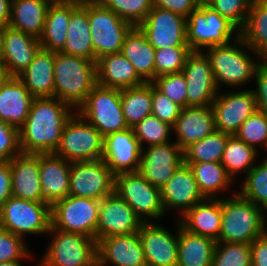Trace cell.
I'll use <instances>...</instances> for the list:
<instances>
[{"mask_svg": "<svg viewBox=\"0 0 267 266\" xmlns=\"http://www.w3.org/2000/svg\"><path fill=\"white\" fill-rule=\"evenodd\" d=\"M51 243L39 266H93L97 262V241L79 233L50 227Z\"/></svg>", "mask_w": 267, "mask_h": 266, "instance_id": "ba28073f", "label": "cell"}, {"mask_svg": "<svg viewBox=\"0 0 267 266\" xmlns=\"http://www.w3.org/2000/svg\"><path fill=\"white\" fill-rule=\"evenodd\" d=\"M182 74L186 79L187 106H211L220 92L208 56L203 51H192L186 59Z\"/></svg>", "mask_w": 267, "mask_h": 266, "instance_id": "5bb4252c", "label": "cell"}, {"mask_svg": "<svg viewBox=\"0 0 267 266\" xmlns=\"http://www.w3.org/2000/svg\"><path fill=\"white\" fill-rule=\"evenodd\" d=\"M11 0H0V24L8 26L10 21Z\"/></svg>", "mask_w": 267, "mask_h": 266, "instance_id": "6f0895ef", "label": "cell"}, {"mask_svg": "<svg viewBox=\"0 0 267 266\" xmlns=\"http://www.w3.org/2000/svg\"><path fill=\"white\" fill-rule=\"evenodd\" d=\"M199 5L207 4L210 0H195Z\"/></svg>", "mask_w": 267, "mask_h": 266, "instance_id": "e7e4bbea", "label": "cell"}, {"mask_svg": "<svg viewBox=\"0 0 267 266\" xmlns=\"http://www.w3.org/2000/svg\"><path fill=\"white\" fill-rule=\"evenodd\" d=\"M5 25L0 24V59H1V53H2V44H3V34L5 31Z\"/></svg>", "mask_w": 267, "mask_h": 266, "instance_id": "6125c7cd", "label": "cell"}, {"mask_svg": "<svg viewBox=\"0 0 267 266\" xmlns=\"http://www.w3.org/2000/svg\"><path fill=\"white\" fill-rule=\"evenodd\" d=\"M172 128L177 138L174 142L184 150L215 131L213 109L211 106H186Z\"/></svg>", "mask_w": 267, "mask_h": 266, "instance_id": "484cf974", "label": "cell"}, {"mask_svg": "<svg viewBox=\"0 0 267 266\" xmlns=\"http://www.w3.org/2000/svg\"><path fill=\"white\" fill-rule=\"evenodd\" d=\"M215 130L235 135L242 123L257 111L253 90L217 94L211 104Z\"/></svg>", "mask_w": 267, "mask_h": 266, "instance_id": "2e32d148", "label": "cell"}, {"mask_svg": "<svg viewBox=\"0 0 267 266\" xmlns=\"http://www.w3.org/2000/svg\"><path fill=\"white\" fill-rule=\"evenodd\" d=\"M235 136L256 149L258 144L262 149L267 145V122L264 112L256 111L248 117L240 126Z\"/></svg>", "mask_w": 267, "mask_h": 266, "instance_id": "bcb514c9", "label": "cell"}, {"mask_svg": "<svg viewBox=\"0 0 267 266\" xmlns=\"http://www.w3.org/2000/svg\"><path fill=\"white\" fill-rule=\"evenodd\" d=\"M177 266H212L216 241L186 230L178 221Z\"/></svg>", "mask_w": 267, "mask_h": 266, "instance_id": "836d02e7", "label": "cell"}, {"mask_svg": "<svg viewBox=\"0 0 267 266\" xmlns=\"http://www.w3.org/2000/svg\"><path fill=\"white\" fill-rule=\"evenodd\" d=\"M212 266H252L250 244L216 242Z\"/></svg>", "mask_w": 267, "mask_h": 266, "instance_id": "7bdbcfd3", "label": "cell"}, {"mask_svg": "<svg viewBox=\"0 0 267 266\" xmlns=\"http://www.w3.org/2000/svg\"><path fill=\"white\" fill-rule=\"evenodd\" d=\"M93 266H102L98 261Z\"/></svg>", "mask_w": 267, "mask_h": 266, "instance_id": "03108f58", "label": "cell"}, {"mask_svg": "<svg viewBox=\"0 0 267 266\" xmlns=\"http://www.w3.org/2000/svg\"><path fill=\"white\" fill-rule=\"evenodd\" d=\"M99 200L68 195L51 206V227L96 240Z\"/></svg>", "mask_w": 267, "mask_h": 266, "instance_id": "30bf717a", "label": "cell"}, {"mask_svg": "<svg viewBox=\"0 0 267 266\" xmlns=\"http://www.w3.org/2000/svg\"><path fill=\"white\" fill-rule=\"evenodd\" d=\"M91 36L87 3L72 12L61 52L95 61Z\"/></svg>", "mask_w": 267, "mask_h": 266, "instance_id": "d6a6232c", "label": "cell"}, {"mask_svg": "<svg viewBox=\"0 0 267 266\" xmlns=\"http://www.w3.org/2000/svg\"><path fill=\"white\" fill-rule=\"evenodd\" d=\"M114 192L131 206L142 222H153L165 213L160 188L151 185L139 172L115 175Z\"/></svg>", "mask_w": 267, "mask_h": 266, "instance_id": "7c38bea8", "label": "cell"}, {"mask_svg": "<svg viewBox=\"0 0 267 266\" xmlns=\"http://www.w3.org/2000/svg\"><path fill=\"white\" fill-rule=\"evenodd\" d=\"M257 149L249 146L235 135L228 138L225 150L221 159V164L226 169L232 179L243 171L247 174L254 166Z\"/></svg>", "mask_w": 267, "mask_h": 266, "instance_id": "f35d334b", "label": "cell"}, {"mask_svg": "<svg viewBox=\"0 0 267 266\" xmlns=\"http://www.w3.org/2000/svg\"><path fill=\"white\" fill-rule=\"evenodd\" d=\"M78 6L75 3H51L39 38L41 48L55 52L64 48L70 16Z\"/></svg>", "mask_w": 267, "mask_h": 266, "instance_id": "e575fe53", "label": "cell"}, {"mask_svg": "<svg viewBox=\"0 0 267 266\" xmlns=\"http://www.w3.org/2000/svg\"><path fill=\"white\" fill-rule=\"evenodd\" d=\"M254 78L258 88L253 90L257 103V110L267 111V69L258 65Z\"/></svg>", "mask_w": 267, "mask_h": 266, "instance_id": "db71d44e", "label": "cell"}, {"mask_svg": "<svg viewBox=\"0 0 267 266\" xmlns=\"http://www.w3.org/2000/svg\"><path fill=\"white\" fill-rule=\"evenodd\" d=\"M114 186L115 174L103 159L71 163L69 195L101 201Z\"/></svg>", "mask_w": 267, "mask_h": 266, "instance_id": "4fadbf2b", "label": "cell"}, {"mask_svg": "<svg viewBox=\"0 0 267 266\" xmlns=\"http://www.w3.org/2000/svg\"><path fill=\"white\" fill-rule=\"evenodd\" d=\"M97 261L102 266H147L138 232L100 239L97 242Z\"/></svg>", "mask_w": 267, "mask_h": 266, "instance_id": "44dd1931", "label": "cell"}, {"mask_svg": "<svg viewBox=\"0 0 267 266\" xmlns=\"http://www.w3.org/2000/svg\"><path fill=\"white\" fill-rule=\"evenodd\" d=\"M252 266H267V232L250 243Z\"/></svg>", "mask_w": 267, "mask_h": 266, "instance_id": "9f6ffc18", "label": "cell"}, {"mask_svg": "<svg viewBox=\"0 0 267 266\" xmlns=\"http://www.w3.org/2000/svg\"><path fill=\"white\" fill-rule=\"evenodd\" d=\"M88 15L95 61L104 55L119 53L133 26L98 0L88 3Z\"/></svg>", "mask_w": 267, "mask_h": 266, "instance_id": "8fae6325", "label": "cell"}, {"mask_svg": "<svg viewBox=\"0 0 267 266\" xmlns=\"http://www.w3.org/2000/svg\"><path fill=\"white\" fill-rule=\"evenodd\" d=\"M239 36L240 30L207 4L199 5L186 18V40L191 51L226 45Z\"/></svg>", "mask_w": 267, "mask_h": 266, "instance_id": "5b68a950", "label": "cell"}, {"mask_svg": "<svg viewBox=\"0 0 267 266\" xmlns=\"http://www.w3.org/2000/svg\"><path fill=\"white\" fill-rule=\"evenodd\" d=\"M21 153L19 129L0 120V162H10Z\"/></svg>", "mask_w": 267, "mask_h": 266, "instance_id": "816d5d0a", "label": "cell"}, {"mask_svg": "<svg viewBox=\"0 0 267 266\" xmlns=\"http://www.w3.org/2000/svg\"><path fill=\"white\" fill-rule=\"evenodd\" d=\"M146 148V150L141 149L138 172L151 185L161 188L173 177L174 172L183 165V150L175 142Z\"/></svg>", "mask_w": 267, "mask_h": 266, "instance_id": "e0dca14e", "label": "cell"}, {"mask_svg": "<svg viewBox=\"0 0 267 266\" xmlns=\"http://www.w3.org/2000/svg\"><path fill=\"white\" fill-rule=\"evenodd\" d=\"M155 48L138 26L126 34L120 53L133 65L137 75L145 82L155 80Z\"/></svg>", "mask_w": 267, "mask_h": 266, "instance_id": "4dcf8cb0", "label": "cell"}, {"mask_svg": "<svg viewBox=\"0 0 267 266\" xmlns=\"http://www.w3.org/2000/svg\"><path fill=\"white\" fill-rule=\"evenodd\" d=\"M39 171L45 203L52 206L69 195L70 162L54 153L39 154Z\"/></svg>", "mask_w": 267, "mask_h": 266, "instance_id": "cb8c5ba5", "label": "cell"}, {"mask_svg": "<svg viewBox=\"0 0 267 266\" xmlns=\"http://www.w3.org/2000/svg\"><path fill=\"white\" fill-rule=\"evenodd\" d=\"M181 218L179 222L186 230L217 242L221 229L222 199L221 197L205 198L196 203Z\"/></svg>", "mask_w": 267, "mask_h": 266, "instance_id": "83f0119b", "label": "cell"}, {"mask_svg": "<svg viewBox=\"0 0 267 266\" xmlns=\"http://www.w3.org/2000/svg\"><path fill=\"white\" fill-rule=\"evenodd\" d=\"M266 122H267V111H264Z\"/></svg>", "mask_w": 267, "mask_h": 266, "instance_id": "003e7915", "label": "cell"}, {"mask_svg": "<svg viewBox=\"0 0 267 266\" xmlns=\"http://www.w3.org/2000/svg\"><path fill=\"white\" fill-rule=\"evenodd\" d=\"M152 83L172 102L177 103L182 108L187 106L186 79L182 72L158 76Z\"/></svg>", "mask_w": 267, "mask_h": 266, "instance_id": "c3c4849f", "label": "cell"}, {"mask_svg": "<svg viewBox=\"0 0 267 266\" xmlns=\"http://www.w3.org/2000/svg\"><path fill=\"white\" fill-rule=\"evenodd\" d=\"M147 266H177L178 231L174 236L155 222H143L138 231Z\"/></svg>", "mask_w": 267, "mask_h": 266, "instance_id": "ffe728a7", "label": "cell"}, {"mask_svg": "<svg viewBox=\"0 0 267 266\" xmlns=\"http://www.w3.org/2000/svg\"><path fill=\"white\" fill-rule=\"evenodd\" d=\"M0 225L22 238L26 234H47L51 227V206L11 196L0 209Z\"/></svg>", "mask_w": 267, "mask_h": 266, "instance_id": "9c48e42d", "label": "cell"}, {"mask_svg": "<svg viewBox=\"0 0 267 266\" xmlns=\"http://www.w3.org/2000/svg\"><path fill=\"white\" fill-rule=\"evenodd\" d=\"M115 174L138 172L141 146L133 129L114 132L104 137L103 158Z\"/></svg>", "mask_w": 267, "mask_h": 266, "instance_id": "d6986e66", "label": "cell"}, {"mask_svg": "<svg viewBox=\"0 0 267 266\" xmlns=\"http://www.w3.org/2000/svg\"><path fill=\"white\" fill-rule=\"evenodd\" d=\"M245 175L239 194L267 213V160L263 159Z\"/></svg>", "mask_w": 267, "mask_h": 266, "instance_id": "60d3db41", "label": "cell"}, {"mask_svg": "<svg viewBox=\"0 0 267 266\" xmlns=\"http://www.w3.org/2000/svg\"><path fill=\"white\" fill-rule=\"evenodd\" d=\"M53 71L54 97L78 110L97 84L96 61L58 51Z\"/></svg>", "mask_w": 267, "mask_h": 266, "instance_id": "7a4b0ae2", "label": "cell"}, {"mask_svg": "<svg viewBox=\"0 0 267 266\" xmlns=\"http://www.w3.org/2000/svg\"><path fill=\"white\" fill-rule=\"evenodd\" d=\"M54 60L55 51L40 48L18 76L34 98L54 97Z\"/></svg>", "mask_w": 267, "mask_h": 266, "instance_id": "f1b7e54d", "label": "cell"}, {"mask_svg": "<svg viewBox=\"0 0 267 266\" xmlns=\"http://www.w3.org/2000/svg\"><path fill=\"white\" fill-rule=\"evenodd\" d=\"M40 48L39 39L8 25L3 34L0 63L10 77H18L33 61Z\"/></svg>", "mask_w": 267, "mask_h": 266, "instance_id": "603a6c76", "label": "cell"}, {"mask_svg": "<svg viewBox=\"0 0 267 266\" xmlns=\"http://www.w3.org/2000/svg\"><path fill=\"white\" fill-rule=\"evenodd\" d=\"M21 261L0 262V266H22Z\"/></svg>", "mask_w": 267, "mask_h": 266, "instance_id": "be15d7a7", "label": "cell"}, {"mask_svg": "<svg viewBox=\"0 0 267 266\" xmlns=\"http://www.w3.org/2000/svg\"><path fill=\"white\" fill-rule=\"evenodd\" d=\"M135 137L138 139L141 149L146 142L149 146L161 145L169 141L173 128L168 123L159 120L157 117L150 115L136 124L133 128Z\"/></svg>", "mask_w": 267, "mask_h": 266, "instance_id": "b9f144b4", "label": "cell"}, {"mask_svg": "<svg viewBox=\"0 0 267 266\" xmlns=\"http://www.w3.org/2000/svg\"><path fill=\"white\" fill-rule=\"evenodd\" d=\"M192 169L200 192L205 198H217V193L229 189L233 179L220 162L184 163Z\"/></svg>", "mask_w": 267, "mask_h": 266, "instance_id": "d590c367", "label": "cell"}, {"mask_svg": "<svg viewBox=\"0 0 267 266\" xmlns=\"http://www.w3.org/2000/svg\"><path fill=\"white\" fill-rule=\"evenodd\" d=\"M77 113L92 124L103 137L129 128L122 111L121 89L97 83Z\"/></svg>", "mask_w": 267, "mask_h": 266, "instance_id": "52a82bcc", "label": "cell"}, {"mask_svg": "<svg viewBox=\"0 0 267 266\" xmlns=\"http://www.w3.org/2000/svg\"><path fill=\"white\" fill-rule=\"evenodd\" d=\"M231 135L214 131L200 141L190 144L183 150L184 163L220 162Z\"/></svg>", "mask_w": 267, "mask_h": 266, "instance_id": "ab89813d", "label": "cell"}, {"mask_svg": "<svg viewBox=\"0 0 267 266\" xmlns=\"http://www.w3.org/2000/svg\"><path fill=\"white\" fill-rule=\"evenodd\" d=\"M52 3H75L78 5H84L96 0H51Z\"/></svg>", "mask_w": 267, "mask_h": 266, "instance_id": "91938a15", "label": "cell"}, {"mask_svg": "<svg viewBox=\"0 0 267 266\" xmlns=\"http://www.w3.org/2000/svg\"><path fill=\"white\" fill-rule=\"evenodd\" d=\"M9 77L7 69L0 63V89Z\"/></svg>", "mask_w": 267, "mask_h": 266, "instance_id": "94428289", "label": "cell"}, {"mask_svg": "<svg viewBox=\"0 0 267 266\" xmlns=\"http://www.w3.org/2000/svg\"><path fill=\"white\" fill-rule=\"evenodd\" d=\"M132 26H139L153 8L151 0H98Z\"/></svg>", "mask_w": 267, "mask_h": 266, "instance_id": "ee69618b", "label": "cell"}, {"mask_svg": "<svg viewBox=\"0 0 267 266\" xmlns=\"http://www.w3.org/2000/svg\"><path fill=\"white\" fill-rule=\"evenodd\" d=\"M142 223L131 206L114 192L100 201L96 241L105 237L136 233Z\"/></svg>", "mask_w": 267, "mask_h": 266, "instance_id": "ac0fdd59", "label": "cell"}, {"mask_svg": "<svg viewBox=\"0 0 267 266\" xmlns=\"http://www.w3.org/2000/svg\"><path fill=\"white\" fill-rule=\"evenodd\" d=\"M251 2L252 0H210L207 5L241 31L246 24Z\"/></svg>", "mask_w": 267, "mask_h": 266, "instance_id": "7dc6e473", "label": "cell"}, {"mask_svg": "<svg viewBox=\"0 0 267 266\" xmlns=\"http://www.w3.org/2000/svg\"><path fill=\"white\" fill-rule=\"evenodd\" d=\"M151 104V83L121 89L122 111L129 128L151 115Z\"/></svg>", "mask_w": 267, "mask_h": 266, "instance_id": "74e56055", "label": "cell"}, {"mask_svg": "<svg viewBox=\"0 0 267 266\" xmlns=\"http://www.w3.org/2000/svg\"><path fill=\"white\" fill-rule=\"evenodd\" d=\"M138 27L155 50L165 47L188 46L186 18L169 10L153 7Z\"/></svg>", "mask_w": 267, "mask_h": 266, "instance_id": "9a60e30c", "label": "cell"}, {"mask_svg": "<svg viewBox=\"0 0 267 266\" xmlns=\"http://www.w3.org/2000/svg\"><path fill=\"white\" fill-rule=\"evenodd\" d=\"M71 109L56 97L34 98L28 117L19 129L22 153H54L64 126L73 115Z\"/></svg>", "mask_w": 267, "mask_h": 266, "instance_id": "6da1fadb", "label": "cell"}, {"mask_svg": "<svg viewBox=\"0 0 267 266\" xmlns=\"http://www.w3.org/2000/svg\"><path fill=\"white\" fill-rule=\"evenodd\" d=\"M162 205L166 210L179 209L181 217L196 203L205 199L200 192L192 169L183 163L173 177L160 188Z\"/></svg>", "mask_w": 267, "mask_h": 266, "instance_id": "7402d4cb", "label": "cell"}, {"mask_svg": "<svg viewBox=\"0 0 267 266\" xmlns=\"http://www.w3.org/2000/svg\"><path fill=\"white\" fill-rule=\"evenodd\" d=\"M264 213L239 193L230 198L222 197L221 229L217 242L250 244L267 232V215Z\"/></svg>", "mask_w": 267, "mask_h": 266, "instance_id": "3957f363", "label": "cell"}, {"mask_svg": "<svg viewBox=\"0 0 267 266\" xmlns=\"http://www.w3.org/2000/svg\"><path fill=\"white\" fill-rule=\"evenodd\" d=\"M51 3V0H11L9 26L39 39Z\"/></svg>", "mask_w": 267, "mask_h": 266, "instance_id": "1f68e13d", "label": "cell"}, {"mask_svg": "<svg viewBox=\"0 0 267 266\" xmlns=\"http://www.w3.org/2000/svg\"><path fill=\"white\" fill-rule=\"evenodd\" d=\"M242 46L250 49L243 38L239 36L229 44L207 48L205 54L210 60L218 89L220 84L234 88L246 84L254 78L259 60L254 61V58H251V55L247 50L245 52Z\"/></svg>", "mask_w": 267, "mask_h": 266, "instance_id": "277c9868", "label": "cell"}, {"mask_svg": "<svg viewBox=\"0 0 267 266\" xmlns=\"http://www.w3.org/2000/svg\"><path fill=\"white\" fill-rule=\"evenodd\" d=\"M240 36L255 56L267 46V0H252Z\"/></svg>", "mask_w": 267, "mask_h": 266, "instance_id": "8d00e7d4", "label": "cell"}, {"mask_svg": "<svg viewBox=\"0 0 267 266\" xmlns=\"http://www.w3.org/2000/svg\"><path fill=\"white\" fill-rule=\"evenodd\" d=\"M104 137L79 113L65 124L55 155L70 163L103 158Z\"/></svg>", "mask_w": 267, "mask_h": 266, "instance_id": "8992f818", "label": "cell"}, {"mask_svg": "<svg viewBox=\"0 0 267 266\" xmlns=\"http://www.w3.org/2000/svg\"><path fill=\"white\" fill-rule=\"evenodd\" d=\"M151 3L153 7L169 10L185 18L199 6L195 0H151Z\"/></svg>", "mask_w": 267, "mask_h": 266, "instance_id": "f5cc1de1", "label": "cell"}, {"mask_svg": "<svg viewBox=\"0 0 267 266\" xmlns=\"http://www.w3.org/2000/svg\"><path fill=\"white\" fill-rule=\"evenodd\" d=\"M259 66L267 69V46L258 54Z\"/></svg>", "mask_w": 267, "mask_h": 266, "instance_id": "680465c9", "label": "cell"}, {"mask_svg": "<svg viewBox=\"0 0 267 266\" xmlns=\"http://www.w3.org/2000/svg\"><path fill=\"white\" fill-rule=\"evenodd\" d=\"M151 96V115L173 127L180 115L182 107L177 103L172 102L166 95L159 91L153 83H151Z\"/></svg>", "mask_w": 267, "mask_h": 266, "instance_id": "f907efd6", "label": "cell"}, {"mask_svg": "<svg viewBox=\"0 0 267 266\" xmlns=\"http://www.w3.org/2000/svg\"><path fill=\"white\" fill-rule=\"evenodd\" d=\"M99 85L125 89L145 83L136 73L132 63L120 52L107 54L96 61Z\"/></svg>", "mask_w": 267, "mask_h": 266, "instance_id": "f546056e", "label": "cell"}, {"mask_svg": "<svg viewBox=\"0 0 267 266\" xmlns=\"http://www.w3.org/2000/svg\"><path fill=\"white\" fill-rule=\"evenodd\" d=\"M24 238L13 234L0 225V262L21 261L30 258Z\"/></svg>", "mask_w": 267, "mask_h": 266, "instance_id": "681fc988", "label": "cell"}, {"mask_svg": "<svg viewBox=\"0 0 267 266\" xmlns=\"http://www.w3.org/2000/svg\"><path fill=\"white\" fill-rule=\"evenodd\" d=\"M12 171L10 162H0V209L12 196Z\"/></svg>", "mask_w": 267, "mask_h": 266, "instance_id": "11a10c76", "label": "cell"}, {"mask_svg": "<svg viewBox=\"0 0 267 266\" xmlns=\"http://www.w3.org/2000/svg\"><path fill=\"white\" fill-rule=\"evenodd\" d=\"M188 46L165 47L155 51V78L164 74L180 73L191 53Z\"/></svg>", "mask_w": 267, "mask_h": 266, "instance_id": "f6af8a7d", "label": "cell"}, {"mask_svg": "<svg viewBox=\"0 0 267 266\" xmlns=\"http://www.w3.org/2000/svg\"><path fill=\"white\" fill-rule=\"evenodd\" d=\"M12 196L33 202H45L40 182L39 154L21 153L10 161Z\"/></svg>", "mask_w": 267, "mask_h": 266, "instance_id": "d4e9b609", "label": "cell"}, {"mask_svg": "<svg viewBox=\"0 0 267 266\" xmlns=\"http://www.w3.org/2000/svg\"><path fill=\"white\" fill-rule=\"evenodd\" d=\"M34 97L18 77H9L0 89V120L20 129Z\"/></svg>", "mask_w": 267, "mask_h": 266, "instance_id": "4316f807", "label": "cell"}]
</instances>
